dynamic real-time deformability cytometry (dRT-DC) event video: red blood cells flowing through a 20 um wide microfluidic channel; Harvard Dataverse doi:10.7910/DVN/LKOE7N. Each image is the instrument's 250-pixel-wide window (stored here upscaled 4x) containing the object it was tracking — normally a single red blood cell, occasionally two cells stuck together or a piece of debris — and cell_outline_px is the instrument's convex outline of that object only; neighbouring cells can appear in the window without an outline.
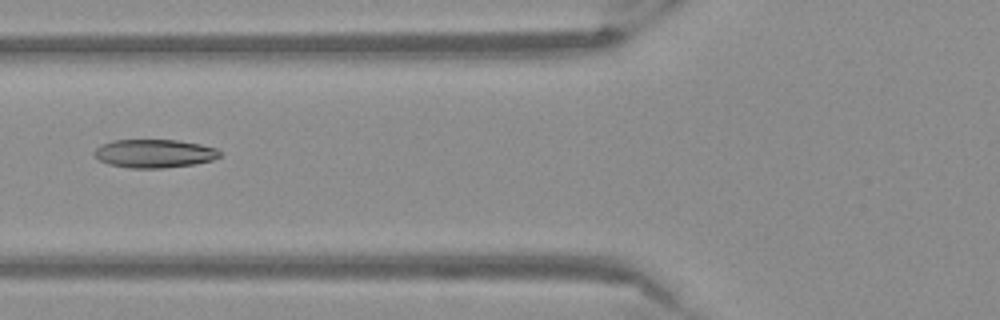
{"species": "Egyptian fruit bat (a non-hibernating species)", "species_latin": "Rousettus aegyptiacus", "temperature_condition": "warm", "stored_images_in_passage": 52, "camera_frame_rate_fps": 3000, "um_per_image_px": 0.085, "frame": {"image": 1, "passage_image": 20, "time_ms": 6.333, "image_size_px": [1000, 320], "cell_outline_px": [[224, 152], [220, 156], [212, 160], [196, 164], [164, 168], [128, 168], [108, 164], [100, 160], [92, 152], [100, 144], [112, 140], [176, 140], [200, 144], [216, 148]], "centroid_in_image_um": [13.13, 13.05], "position_along_channel_um": 112.7, "area_um2": 20.98}}
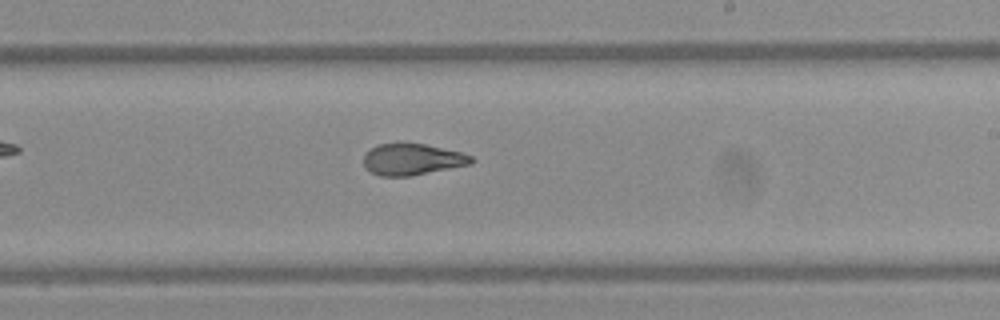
{"frame": {"image": 2, "passage_image": 31, "time_ms": 10.0, "image_size_px": [1000, 320], "cell_outline_px": [[476, 160], [472, 164], [412, 176], [380, 176], [364, 168], [364, 156], [376, 144], [424, 144], [460, 152], [472, 156]], "centroid_in_image_um": [35.07, 13.57], "position_along_channel_um": 253.9, "area_um2": 19.59}}
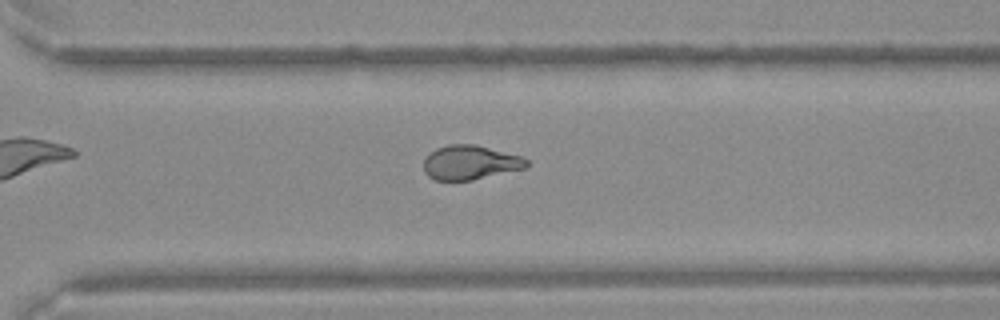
{"frame": {"image": 3, "passage_image": 37, "time_ms": 12.0, "image_size_px": [1000, 320], "cell_outline_px": [[528, 164], [524, 168], [472, 180], [436, 180], [428, 176], [424, 172], [424, 160], [428, 152], [436, 148], [448, 144], [476, 144], [520, 156], [528, 160]], "centroid_in_image_um": [39.92, 13.8], "position_along_channel_um": 330.7, "area_um2": 20.52}}